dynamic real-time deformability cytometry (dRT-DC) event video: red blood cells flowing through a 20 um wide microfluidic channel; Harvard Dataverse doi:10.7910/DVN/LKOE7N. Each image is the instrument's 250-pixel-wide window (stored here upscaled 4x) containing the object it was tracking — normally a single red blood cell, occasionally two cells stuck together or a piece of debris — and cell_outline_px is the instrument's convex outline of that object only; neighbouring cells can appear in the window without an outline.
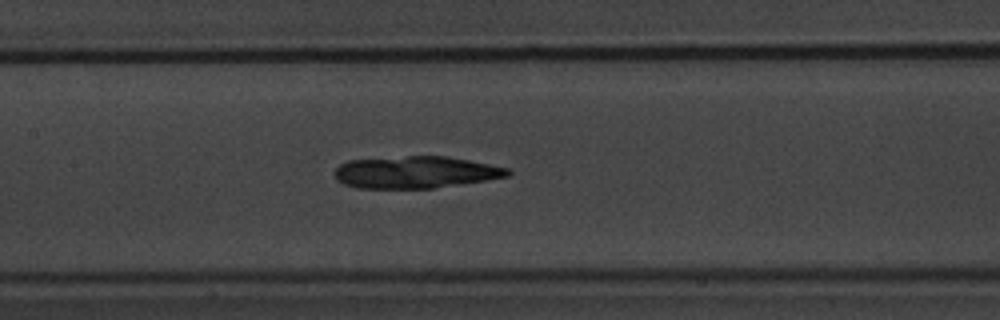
{"species": "common noctule bat (a hibernating species)", "species_latin": "Nyctalus noctula", "temperature_condition": "warm", "stored_images_in_passage": 52, "camera_frame_rate_fps": 3000, "um_per_image_px": 0.085, "animal": {"sex": "male", "body_mass_g": 20.1, "forearm_length_mm": 53.5}, "frame": {"image": 1, "passage_image": 25, "time_ms": 8.0, "image_size_px": [1000, 320], "cell_outline_px": [[512, 172], [508, 176], [484, 180], [432, 188], [360, 188], [344, 184], [336, 180], [336, 168], [340, 164], [348, 160], [408, 156], [444, 156], [468, 160], [508, 168]], "centroid_in_image_um": [35.29, 14.63], "position_along_channel_um": 172.1, "area_um2": 31.91}}
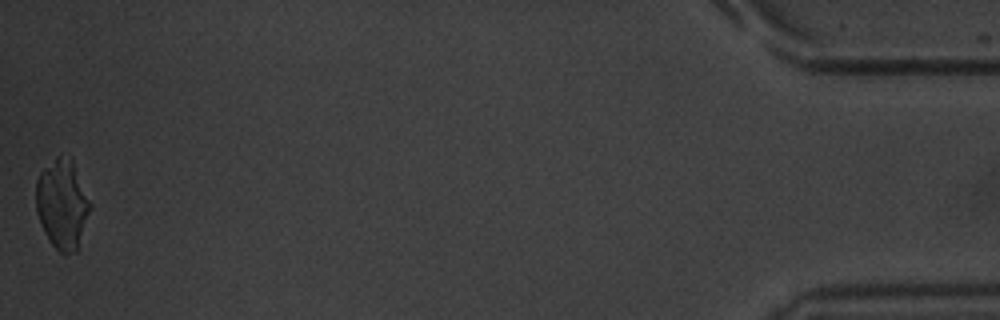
{"frame": {"image": 2, "passage_image": 52, "time_ms": 17.0, "image_size_px": [1000, 320], "cell_outline_px": [[92, 204], [80, 248], [76, 252], [64, 256], [48, 240], [40, 224], [36, 212], [36, 180], [40, 172], [60, 152], [72, 156]], "centroid_in_image_um": [5.32, 17.34], "position_along_channel_um": 429.9, "area_um2": 29.36}}